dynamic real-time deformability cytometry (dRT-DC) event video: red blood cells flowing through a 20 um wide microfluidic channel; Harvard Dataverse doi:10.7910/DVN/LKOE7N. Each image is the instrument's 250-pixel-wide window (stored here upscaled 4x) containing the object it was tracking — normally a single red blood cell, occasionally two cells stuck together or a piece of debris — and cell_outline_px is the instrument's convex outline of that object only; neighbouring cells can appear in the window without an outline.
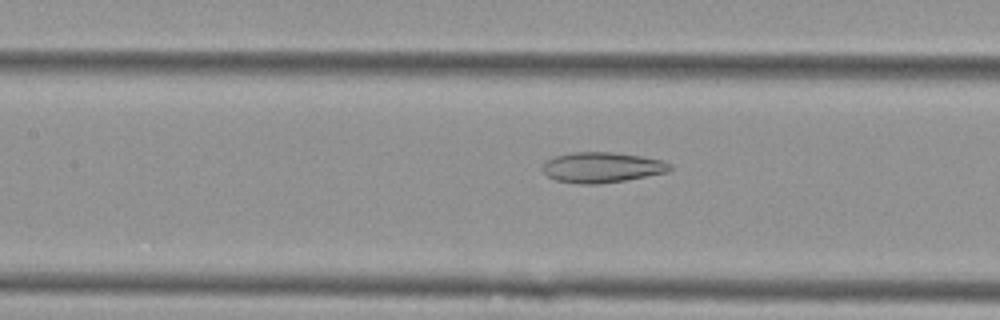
{"species": "Egyptian fruit bat (a non-hibernating species)", "species_latin": "Rousettus aegyptiacus", "temperature_condition": "cold", "stored_images_in_passage": 33, "camera_frame_rate_fps": 3000, "um_per_image_px": 0.085, "animal": {"sex": "female"}, "frame": {"image": 1, "passage_image": 16, "time_ms": 5.0, "image_size_px": [1000, 320], "cell_outline_px": [[672, 168], [668, 172], [624, 180], [600, 184], [580, 184], [556, 180], [548, 176], [540, 168], [544, 160], [556, 156], [572, 152], [612, 152], [640, 156], [660, 160], [672, 164]], "centroid_in_image_um": [51.12, 14.22], "position_along_channel_um": 156.3, "area_um2": 22.6}}
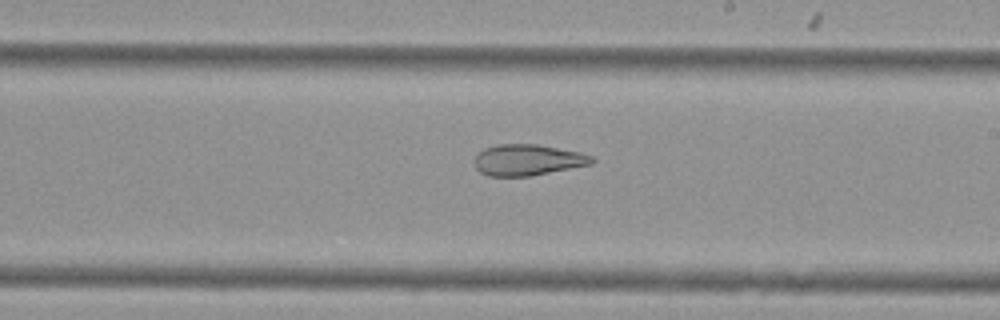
{"frame": {"image": 2, "passage_image": 23, "time_ms": 7.333, "image_size_px": [1000, 320], "cell_outline_px": [[596, 160], [592, 164], [528, 176], [488, 176], [480, 172], [476, 168], [472, 160], [484, 148], [496, 144], [536, 144], [580, 152], [592, 156]], "centroid_in_image_um": [44.82, 13.59], "position_along_channel_um": 244.2, "area_um2": 21.27}}
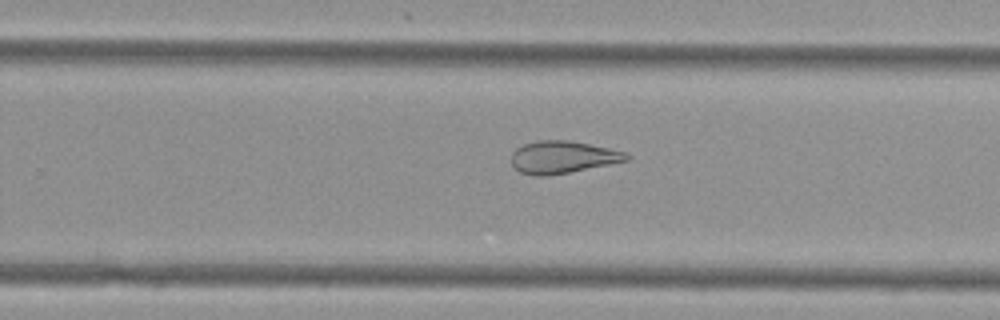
{"frame": {"image": 3, "passage_image": 26, "time_ms": 8.333, "image_size_px": [1000, 320], "cell_outline_px": [[632, 156], [628, 160], [548, 176], [532, 176], [520, 172], [512, 168], [512, 152], [516, 148], [524, 144], [536, 140], [568, 140], [628, 152]], "centroid_in_image_um": [47.79, 13.36], "position_along_channel_um": 282.0, "area_um2": 21.73}, "authors_computed_cell_mechanics": {"area_um2": 22.6576, "velocity_mm_per_s": 3.7893, "shape_relaxation_time_tau1_ms": null, "shape_relaxation_time_tau2_ms": 6.209, "deformation_change_tau1": null, "deformation_change_tau2": 0.1724}}